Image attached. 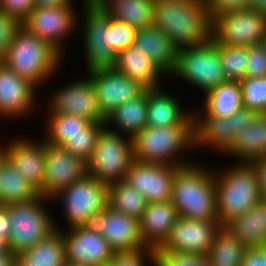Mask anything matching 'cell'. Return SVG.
<instances>
[{
    "mask_svg": "<svg viewBox=\"0 0 266 266\" xmlns=\"http://www.w3.org/2000/svg\"><path fill=\"white\" fill-rule=\"evenodd\" d=\"M66 59L38 35L22 25L12 40L3 63L39 91L65 72ZM63 68V69H62ZM55 78V79H54Z\"/></svg>",
    "mask_w": 266,
    "mask_h": 266,
    "instance_id": "cell-1",
    "label": "cell"
},
{
    "mask_svg": "<svg viewBox=\"0 0 266 266\" xmlns=\"http://www.w3.org/2000/svg\"><path fill=\"white\" fill-rule=\"evenodd\" d=\"M153 26L169 36L178 49L211 39L212 20L205 0H156Z\"/></svg>",
    "mask_w": 266,
    "mask_h": 266,
    "instance_id": "cell-2",
    "label": "cell"
},
{
    "mask_svg": "<svg viewBox=\"0 0 266 266\" xmlns=\"http://www.w3.org/2000/svg\"><path fill=\"white\" fill-rule=\"evenodd\" d=\"M171 201L180 218L218 219L213 165L196 158L180 166L174 175Z\"/></svg>",
    "mask_w": 266,
    "mask_h": 266,
    "instance_id": "cell-3",
    "label": "cell"
},
{
    "mask_svg": "<svg viewBox=\"0 0 266 266\" xmlns=\"http://www.w3.org/2000/svg\"><path fill=\"white\" fill-rule=\"evenodd\" d=\"M135 161L183 166L194 162L193 125L146 126L132 138Z\"/></svg>",
    "mask_w": 266,
    "mask_h": 266,
    "instance_id": "cell-4",
    "label": "cell"
},
{
    "mask_svg": "<svg viewBox=\"0 0 266 266\" xmlns=\"http://www.w3.org/2000/svg\"><path fill=\"white\" fill-rule=\"evenodd\" d=\"M214 167L218 220L221 226L252 208L261 194L256 176L248 162H232Z\"/></svg>",
    "mask_w": 266,
    "mask_h": 266,
    "instance_id": "cell-5",
    "label": "cell"
},
{
    "mask_svg": "<svg viewBox=\"0 0 266 266\" xmlns=\"http://www.w3.org/2000/svg\"><path fill=\"white\" fill-rule=\"evenodd\" d=\"M81 9L77 33H80L78 40H81L79 48L83 49L81 52L85 72L82 74L113 69L117 53L109 45L108 28L111 16L97 1H86Z\"/></svg>",
    "mask_w": 266,
    "mask_h": 266,
    "instance_id": "cell-6",
    "label": "cell"
},
{
    "mask_svg": "<svg viewBox=\"0 0 266 266\" xmlns=\"http://www.w3.org/2000/svg\"><path fill=\"white\" fill-rule=\"evenodd\" d=\"M175 78L176 82H185L190 89L195 88V93L200 91L201 97L226 82L219 56V45L210 39L203 45L178 49L177 63L168 80L172 82Z\"/></svg>",
    "mask_w": 266,
    "mask_h": 266,
    "instance_id": "cell-7",
    "label": "cell"
},
{
    "mask_svg": "<svg viewBox=\"0 0 266 266\" xmlns=\"http://www.w3.org/2000/svg\"><path fill=\"white\" fill-rule=\"evenodd\" d=\"M51 201L53 205L57 204L63 213H60L61 219L54 218L57 230L83 227L91 215L103 211L108 206V184L87 175L62 189ZM62 221L65 225L61 224Z\"/></svg>",
    "mask_w": 266,
    "mask_h": 266,
    "instance_id": "cell-8",
    "label": "cell"
},
{
    "mask_svg": "<svg viewBox=\"0 0 266 266\" xmlns=\"http://www.w3.org/2000/svg\"><path fill=\"white\" fill-rule=\"evenodd\" d=\"M6 206L12 226L8 245L15 256L32 248L56 230L52 212L56 207L51 199L39 196L28 202Z\"/></svg>",
    "mask_w": 266,
    "mask_h": 266,
    "instance_id": "cell-9",
    "label": "cell"
},
{
    "mask_svg": "<svg viewBox=\"0 0 266 266\" xmlns=\"http://www.w3.org/2000/svg\"><path fill=\"white\" fill-rule=\"evenodd\" d=\"M133 161L132 138L105 127L87 161L88 175L107 184L123 181Z\"/></svg>",
    "mask_w": 266,
    "mask_h": 266,
    "instance_id": "cell-10",
    "label": "cell"
},
{
    "mask_svg": "<svg viewBox=\"0 0 266 266\" xmlns=\"http://www.w3.org/2000/svg\"><path fill=\"white\" fill-rule=\"evenodd\" d=\"M63 83L62 81L61 87L55 88L50 92L51 94H46V97L45 95L40 96L44 97V101L46 98V106L41 104V113L72 114L92 123H106V118L97 104L93 82L87 74L76 76L72 78V81L66 80ZM42 108H44V112Z\"/></svg>",
    "mask_w": 266,
    "mask_h": 266,
    "instance_id": "cell-11",
    "label": "cell"
},
{
    "mask_svg": "<svg viewBox=\"0 0 266 266\" xmlns=\"http://www.w3.org/2000/svg\"><path fill=\"white\" fill-rule=\"evenodd\" d=\"M79 6H64L54 8H34L22 22V26L30 33L38 35L49 43L65 59L69 61L67 50L70 39L78 31ZM76 33V34H75ZM74 35V36H73ZM69 42V43H68ZM68 43V44H67Z\"/></svg>",
    "mask_w": 266,
    "mask_h": 266,
    "instance_id": "cell-12",
    "label": "cell"
},
{
    "mask_svg": "<svg viewBox=\"0 0 266 266\" xmlns=\"http://www.w3.org/2000/svg\"><path fill=\"white\" fill-rule=\"evenodd\" d=\"M38 95L41 91L0 62V121L9 125L30 118L32 121L40 115L42 100Z\"/></svg>",
    "mask_w": 266,
    "mask_h": 266,
    "instance_id": "cell-13",
    "label": "cell"
},
{
    "mask_svg": "<svg viewBox=\"0 0 266 266\" xmlns=\"http://www.w3.org/2000/svg\"><path fill=\"white\" fill-rule=\"evenodd\" d=\"M210 17L211 39L218 45L249 47L266 42V16L250 8Z\"/></svg>",
    "mask_w": 266,
    "mask_h": 266,
    "instance_id": "cell-14",
    "label": "cell"
},
{
    "mask_svg": "<svg viewBox=\"0 0 266 266\" xmlns=\"http://www.w3.org/2000/svg\"><path fill=\"white\" fill-rule=\"evenodd\" d=\"M86 227L101 232L114 253L149 248L141 238L139 220L115 211L109 206L91 215Z\"/></svg>",
    "mask_w": 266,
    "mask_h": 266,
    "instance_id": "cell-15",
    "label": "cell"
},
{
    "mask_svg": "<svg viewBox=\"0 0 266 266\" xmlns=\"http://www.w3.org/2000/svg\"><path fill=\"white\" fill-rule=\"evenodd\" d=\"M45 176L38 189L40 196L51 199L62 189L88 175L87 162L61 146L45 141Z\"/></svg>",
    "mask_w": 266,
    "mask_h": 266,
    "instance_id": "cell-16",
    "label": "cell"
},
{
    "mask_svg": "<svg viewBox=\"0 0 266 266\" xmlns=\"http://www.w3.org/2000/svg\"><path fill=\"white\" fill-rule=\"evenodd\" d=\"M221 227L218 219L197 220L179 217L169 237L155 250L207 255Z\"/></svg>",
    "mask_w": 266,
    "mask_h": 266,
    "instance_id": "cell-17",
    "label": "cell"
},
{
    "mask_svg": "<svg viewBox=\"0 0 266 266\" xmlns=\"http://www.w3.org/2000/svg\"><path fill=\"white\" fill-rule=\"evenodd\" d=\"M14 135L4 139V156L38 190L45 176V141L42 137H33L32 134L28 136L27 133L24 136Z\"/></svg>",
    "mask_w": 266,
    "mask_h": 266,
    "instance_id": "cell-18",
    "label": "cell"
},
{
    "mask_svg": "<svg viewBox=\"0 0 266 266\" xmlns=\"http://www.w3.org/2000/svg\"><path fill=\"white\" fill-rule=\"evenodd\" d=\"M180 166L133 161L125 181L144 196L147 203L172 199L173 181Z\"/></svg>",
    "mask_w": 266,
    "mask_h": 266,
    "instance_id": "cell-19",
    "label": "cell"
},
{
    "mask_svg": "<svg viewBox=\"0 0 266 266\" xmlns=\"http://www.w3.org/2000/svg\"><path fill=\"white\" fill-rule=\"evenodd\" d=\"M87 75L93 82L97 104L105 118L120 105L139 97L146 90L139 82L114 68L97 70Z\"/></svg>",
    "mask_w": 266,
    "mask_h": 266,
    "instance_id": "cell-20",
    "label": "cell"
},
{
    "mask_svg": "<svg viewBox=\"0 0 266 266\" xmlns=\"http://www.w3.org/2000/svg\"><path fill=\"white\" fill-rule=\"evenodd\" d=\"M65 241L66 261L82 266L111 262L115 253L101 232L86 226L60 230Z\"/></svg>",
    "mask_w": 266,
    "mask_h": 266,
    "instance_id": "cell-21",
    "label": "cell"
},
{
    "mask_svg": "<svg viewBox=\"0 0 266 266\" xmlns=\"http://www.w3.org/2000/svg\"><path fill=\"white\" fill-rule=\"evenodd\" d=\"M167 86L169 87L166 83L160 87L146 89L147 126L162 128L193 125L192 109L182 103L183 99L179 98V94L170 92Z\"/></svg>",
    "mask_w": 266,
    "mask_h": 266,
    "instance_id": "cell-22",
    "label": "cell"
},
{
    "mask_svg": "<svg viewBox=\"0 0 266 266\" xmlns=\"http://www.w3.org/2000/svg\"><path fill=\"white\" fill-rule=\"evenodd\" d=\"M194 155L208 150L211 154L222 156L232 145L235 136L232 133L231 116L220 118L201 116L192 108ZM202 149V151H200ZM204 149V150H203ZM200 151V152H199Z\"/></svg>",
    "mask_w": 266,
    "mask_h": 266,
    "instance_id": "cell-23",
    "label": "cell"
},
{
    "mask_svg": "<svg viewBox=\"0 0 266 266\" xmlns=\"http://www.w3.org/2000/svg\"><path fill=\"white\" fill-rule=\"evenodd\" d=\"M178 218L171 200L147 203L139 220L140 235L145 245L154 250L160 247L169 237Z\"/></svg>",
    "mask_w": 266,
    "mask_h": 266,
    "instance_id": "cell-24",
    "label": "cell"
},
{
    "mask_svg": "<svg viewBox=\"0 0 266 266\" xmlns=\"http://www.w3.org/2000/svg\"><path fill=\"white\" fill-rule=\"evenodd\" d=\"M133 46L145 53L167 78L174 71L178 48L170 37L157 27L136 30Z\"/></svg>",
    "mask_w": 266,
    "mask_h": 266,
    "instance_id": "cell-25",
    "label": "cell"
},
{
    "mask_svg": "<svg viewBox=\"0 0 266 266\" xmlns=\"http://www.w3.org/2000/svg\"><path fill=\"white\" fill-rule=\"evenodd\" d=\"M114 69L139 82L146 89L160 87L168 81L147 55L134 46L117 53Z\"/></svg>",
    "mask_w": 266,
    "mask_h": 266,
    "instance_id": "cell-26",
    "label": "cell"
},
{
    "mask_svg": "<svg viewBox=\"0 0 266 266\" xmlns=\"http://www.w3.org/2000/svg\"><path fill=\"white\" fill-rule=\"evenodd\" d=\"M202 98L200 97L201 101H199L203 102L202 106L197 104L194 108L201 116L228 118L243 107L239 81L221 83Z\"/></svg>",
    "mask_w": 266,
    "mask_h": 266,
    "instance_id": "cell-27",
    "label": "cell"
},
{
    "mask_svg": "<svg viewBox=\"0 0 266 266\" xmlns=\"http://www.w3.org/2000/svg\"><path fill=\"white\" fill-rule=\"evenodd\" d=\"M237 237L246 248L266 245V200L260 199L243 215L224 226Z\"/></svg>",
    "mask_w": 266,
    "mask_h": 266,
    "instance_id": "cell-28",
    "label": "cell"
},
{
    "mask_svg": "<svg viewBox=\"0 0 266 266\" xmlns=\"http://www.w3.org/2000/svg\"><path fill=\"white\" fill-rule=\"evenodd\" d=\"M232 162H248L266 156V114H258L254 122L235 136L230 148L221 156ZM234 158V159H233Z\"/></svg>",
    "mask_w": 266,
    "mask_h": 266,
    "instance_id": "cell-29",
    "label": "cell"
},
{
    "mask_svg": "<svg viewBox=\"0 0 266 266\" xmlns=\"http://www.w3.org/2000/svg\"><path fill=\"white\" fill-rule=\"evenodd\" d=\"M147 126V92L129 100L106 117L105 127L111 132L133 138Z\"/></svg>",
    "mask_w": 266,
    "mask_h": 266,
    "instance_id": "cell-30",
    "label": "cell"
},
{
    "mask_svg": "<svg viewBox=\"0 0 266 266\" xmlns=\"http://www.w3.org/2000/svg\"><path fill=\"white\" fill-rule=\"evenodd\" d=\"M111 18L136 30L153 26V0H97Z\"/></svg>",
    "mask_w": 266,
    "mask_h": 266,
    "instance_id": "cell-31",
    "label": "cell"
},
{
    "mask_svg": "<svg viewBox=\"0 0 266 266\" xmlns=\"http://www.w3.org/2000/svg\"><path fill=\"white\" fill-rule=\"evenodd\" d=\"M20 266H63L66 262L65 241L60 230H55L32 248L16 256Z\"/></svg>",
    "mask_w": 266,
    "mask_h": 266,
    "instance_id": "cell-32",
    "label": "cell"
},
{
    "mask_svg": "<svg viewBox=\"0 0 266 266\" xmlns=\"http://www.w3.org/2000/svg\"><path fill=\"white\" fill-rule=\"evenodd\" d=\"M40 196L38 190L3 156L0 160V205L24 203Z\"/></svg>",
    "mask_w": 266,
    "mask_h": 266,
    "instance_id": "cell-33",
    "label": "cell"
},
{
    "mask_svg": "<svg viewBox=\"0 0 266 266\" xmlns=\"http://www.w3.org/2000/svg\"><path fill=\"white\" fill-rule=\"evenodd\" d=\"M43 140L56 146H62L68 138L79 134L90 122L72 114H43ZM45 118V119H44Z\"/></svg>",
    "mask_w": 266,
    "mask_h": 266,
    "instance_id": "cell-34",
    "label": "cell"
},
{
    "mask_svg": "<svg viewBox=\"0 0 266 266\" xmlns=\"http://www.w3.org/2000/svg\"><path fill=\"white\" fill-rule=\"evenodd\" d=\"M245 250L242 242L222 226L206 256L210 266H242Z\"/></svg>",
    "mask_w": 266,
    "mask_h": 266,
    "instance_id": "cell-35",
    "label": "cell"
},
{
    "mask_svg": "<svg viewBox=\"0 0 266 266\" xmlns=\"http://www.w3.org/2000/svg\"><path fill=\"white\" fill-rule=\"evenodd\" d=\"M108 206L115 211L140 220L147 201L143 195L123 180L108 184Z\"/></svg>",
    "mask_w": 266,
    "mask_h": 266,
    "instance_id": "cell-36",
    "label": "cell"
},
{
    "mask_svg": "<svg viewBox=\"0 0 266 266\" xmlns=\"http://www.w3.org/2000/svg\"><path fill=\"white\" fill-rule=\"evenodd\" d=\"M219 56L226 81H242L246 77L248 47L219 45Z\"/></svg>",
    "mask_w": 266,
    "mask_h": 266,
    "instance_id": "cell-37",
    "label": "cell"
},
{
    "mask_svg": "<svg viewBox=\"0 0 266 266\" xmlns=\"http://www.w3.org/2000/svg\"><path fill=\"white\" fill-rule=\"evenodd\" d=\"M104 128L105 123L90 122L79 134L68 138V141L61 147L73 156L80 157L87 162L94 151L98 136Z\"/></svg>",
    "mask_w": 266,
    "mask_h": 266,
    "instance_id": "cell-38",
    "label": "cell"
},
{
    "mask_svg": "<svg viewBox=\"0 0 266 266\" xmlns=\"http://www.w3.org/2000/svg\"><path fill=\"white\" fill-rule=\"evenodd\" d=\"M240 85L243 107L258 114H266V76L245 77Z\"/></svg>",
    "mask_w": 266,
    "mask_h": 266,
    "instance_id": "cell-39",
    "label": "cell"
},
{
    "mask_svg": "<svg viewBox=\"0 0 266 266\" xmlns=\"http://www.w3.org/2000/svg\"><path fill=\"white\" fill-rule=\"evenodd\" d=\"M155 266H210L206 255L155 250Z\"/></svg>",
    "mask_w": 266,
    "mask_h": 266,
    "instance_id": "cell-40",
    "label": "cell"
},
{
    "mask_svg": "<svg viewBox=\"0 0 266 266\" xmlns=\"http://www.w3.org/2000/svg\"><path fill=\"white\" fill-rule=\"evenodd\" d=\"M136 29L111 18L108 28L109 45L116 53L133 46Z\"/></svg>",
    "mask_w": 266,
    "mask_h": 266,
    "instance_id": "cell-41",
    "label": "cell"
},
{
    "mask_svg": "<svg viewBox=\"0 0 266 266\" xmlns=\"http://www.w3.org/2000/svg\"><path fill=\"white\" fill-rule=\"evenodd\" d=\"M114 266H155V250L144 248L134 252L115 253Z\"/></svg>",
    "mask_w": 266,
    "mask_h": 266,
    "instance_id": "cell-42",
    "label": "cell"
},
{
    "mask_svg": "<svg viewBox=\"0 0 266 266\" xmlns=\"http://www.w3.org/2000/svg\"><path fill=\"white\" fill-rule=\"evenodd\" d=\"M22 23L0 10V62L6 58L8 48Z\"/></svg>",
    "mask_w": 266,
    "mask_h": 266,
    "instance_id": "cell-43",
    "label": "cell"
},
{
    "mask_svg": "<svg viewBox=\"0 0 266 266\" xmlns=\"http://www.w3.org/2000/svg\"><path fill=\"white\" fill-rule=\"evenodd\" d=\"M266 76V42L248 47L246 77Z\"/></svg>",
    "mask_w": 266,
    "mask_h": 266,
    "instance_id": "cell-44",
    "label": "cell"
},
{
    "mask_svg": "<svg viewBox=\"0 0 266 266\" xmlns=\"http://www.w3.org/2000/svg\"><path fill=\"white\" fill-rule=\"evenodd\" d=\"M35 8L34 0H0V10L16 18L21 23Z\"/></svg>",
    "mask_w": 266,
    "mask_h": 266,
    "instance_id": "cell-45",
    "label": "cell"
},
{
    "mask_svg": "<svg viewBox=\"0 0 266 266\" xmlns=\"http://www.w3.org/2000/svg\"><path fill=\"white\" fill-rule=\"evenodd\" d=\"M210 16L240 11L250 7L251 0H205Z\"/></svg>",
    "mask_w": 266,
    "mask_h": 266,
    "instance_id": "cell-46",
    "label": "cell"
},
{
    "mask_svg": "<svg viewBox=\"0 0 266 266\" xmlns=\"http://www.w3.org/2000/svg\"><path fill=\"white\" fill-rule=\"evenodd\" d=\"M258 113L242 107L237 113L231 116L232 133L234 136L245 129L246 126L251 125Z\"/></svg>",
    "mask_w": 266,
    "mask_h": 266,
    "instance_id": "cell-47",
    "label": "cell"
},
{
    "mask_svg": "<svg viewBox=\"0 0 266 266\" xmlns=\"http://www.w3.org/2000/svg\"><path fill=\"white\" fill-rule=\"evenodd\" d=\"M248 163L256 176L261 199L266 200V156L253 158Z\"/></svg>",
    "mask_w": 266,
    "mask_h": 266,
    "instance_id": "cell-48",
    "label": "cell"
},
{
    "mask_svg": "<svg viewBox=\"0 0 266 266\" xmlns=\"http://www.w3.org/2000/svg\"><path fill=\"white\" fill-rule=\"evenodd\" d=\"M242 266H266L263 247L246 248L243 254Z\"/></svg>",
    "mask_w": 266,
    "mask_h": 266,
    "instance_id": "cell-49",
    "label": "cell"
},
{
    "mask_svg": "<svg viewBox=\"0 0 266 266\" xmlns=\"http://www.w3.org/2000/svg\"><path fill=\"white\" fill-rule=\"evenodd\" d=\"M85 2L86 0H79V2L78 0H34V6L35 8L77 6L78 4L82 6Z\"/></svg>",
    "mask_w": 266,
    "mask_h": 266,
    "instance_id": "cell-50",
    "label": "cell"
},
{
    "mask_svg": "<svg viewBox=\"0 0 266 266\" xmlns=\"http://www.w3.org/2000/svg\"><path fill=\"white\" fill-rule=\"evenodd\" d=\"M11 228L8 207L6 205H0V235L7 242H9Z\"/></svg>",
    "mask_w": 266,
    "mask_h": 266,
    "instance_id": "cell-51",
    "label": "cell"
},
{
    "mask_svg": "<svg viewBox=\"0 0 266 266\" xmlns=\"http://www.w3.org/2000/svg\"><path fill=\"white\" fill-rule=\"evenodd\" d=\"M249 8L266 16V0H251Z\"/></svg>",
    "mask_w": 266,
    "mask_h": 266,
    "instance_id": "cell-52",
    "label": "cell"
},
{
    "mask_svg": "<svg viewBox=\"0 0 266 266\" xmlns=\"http://www.w3.org/2000/svg\"><path fill=\"white\" fill-rule=\"evenodd\" d=\"M15 262L14 254H0V266H13Z\"/></svg>",
    "mask_w": 266,
    "mask_h": 266,
    "instance_id": "cell-53",
    "label": "cell"
},
{
    "mask_svg": "<svg viewBox=\"0 0 266 266\" xmlns=\"http://www.w3.org/2000/svg\"><path fill=\"white\" fill-rule=\"evenodd\" d=\"M0 254H12L9 250L8 242L0 235Z\"/></svg>",
    "mask_w": 266,
    "mask_h": 266,
    "instance_id": "cell-54",
    "label": "cell"
},
{
    "mask_svg": "<svg viewBox=\"0 0 266 266\" xmlns=\"http://www.w3.org/2000/svg\"><path fill=\"white\" fill-rule=\"evenodd\" d=\"M3 136H0V138ZM4 151H5V142L3 140L0 139V160L2 159V157L4 156Z\"/></svg>",
    "mask_w": 266,
    "mask_h": 266,
    "instance_id": "cell-55",
    "label": "cell"
},
{
    "mask_svg": "<svg viewBox=\"0 0 266 266\" xmlns=\"http://www.w3.org/2000/svg\"><path fill=\"white\" fill-rule=\"evenodd\" d=\"M63 266H82V265H78V264H74V263H71V262H68L66 261Z\"/></svg>",
    "mask_w": 266,
    "mask_h": 266,
    "instance_id": "cell-56",
    "label": "cell"
},
{
    "mask_svg": "<svg viewBox=\"0 0 266 266\" xmlns=\"http://www.w3.org/2000/svg\"><path fill=\"white\" fill-rule=\"evenodd\" d=\"M99 266H114V265H113V262L111 261V262H108V263H105V264H101Z\"/></svg>",
    "mask_w": 266,
    "mask_h": 266,
    "instance_id": "cell-57",
    "label": "cell"
},
{
    "mask_svg": "<svg viewBox=\"0 0 266 266\" xmlns=\"http://www.w3.org/2000/svg\"><path fill=\"white\" fill-rule=\"evenodd\" d=\"M263 255H264V257L266 258V245L263 246Z\"/></svg>",
    "mask_w": 266,
    "mask_h": 266,
    "instance_id": "cell-58",
    "label": "cell"
},
{
    "mask_svg": "<svg viewBox=\"0 0 266 266\" xmlns=\"http://www.w3.org/2000/svg\"><path fill=\"white\" fill-rule=\"evenodd\" d=\"M13 266H20V265L17 262H15Z\"/></svg>",
    "mask_w": 266,
    "mask_h": 266,
    "instance_id": "cell-59",
    "label": "cell"
}]
</instances>
